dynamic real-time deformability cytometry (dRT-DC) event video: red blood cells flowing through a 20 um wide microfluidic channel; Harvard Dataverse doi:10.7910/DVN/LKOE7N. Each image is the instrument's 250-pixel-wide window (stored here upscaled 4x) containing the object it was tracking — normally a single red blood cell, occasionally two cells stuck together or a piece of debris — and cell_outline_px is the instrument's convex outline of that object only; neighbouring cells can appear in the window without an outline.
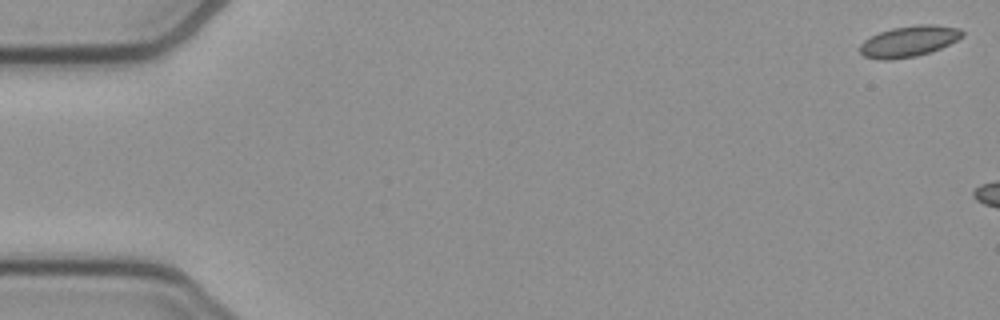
{"species": "common noctule bat (a hibernating species)", "species_latin": "Nyctalus noctula", "temperature_condition": "cold", "stored_images_in_passage": 10, "camera_frame_rate_fps": 3000, "um_per_image_px": 0.085, "animal": {"sex": "female", "body_mass_g": 21.9}, "frame": {"image": 1, "passage_image": 1, "time_ms": 0.0, "image_size_px": [1000, 320], "cell_outline_px": [[964, 36], [940, 48], [916, 56], [888, 60], [880, 60], [864, 56], [860, 52], [860, 44], [864, 40], [880, 32], [892, 28], [920, 24], [932, 24], [960, 28], [964, 32]], "centroid_in_image_um": [77.26, 3.5], "position_along_channel_um": 7.7, "area_um2": 18.32}}